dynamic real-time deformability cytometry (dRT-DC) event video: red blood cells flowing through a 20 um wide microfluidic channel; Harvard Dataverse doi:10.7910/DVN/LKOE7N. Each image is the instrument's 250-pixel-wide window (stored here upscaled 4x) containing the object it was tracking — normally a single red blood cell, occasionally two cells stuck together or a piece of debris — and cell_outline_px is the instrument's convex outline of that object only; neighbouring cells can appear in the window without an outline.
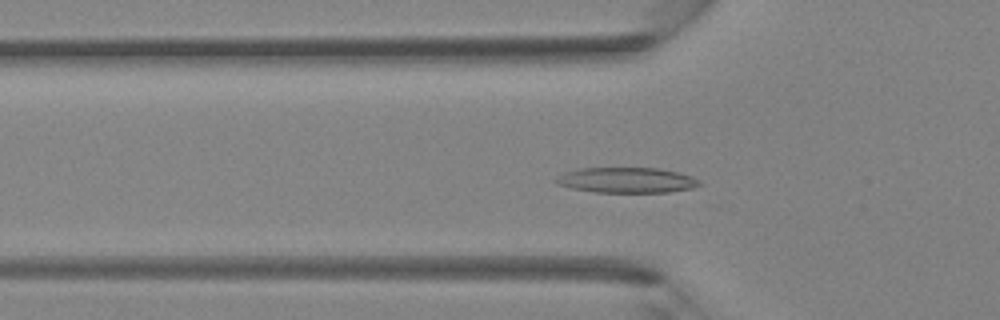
{"species": "Egyptian fruit bat (a non-hibernating species)", "species_latin": "Rousettus aegyptiacus", "temperature_condition": "room temperature", "stored_images_in_passage": 30, "camera_frame_rate_fps": 3000, "um_per_image_px": 0.085, "animal": {"sex": "female"}, "frame": {"image": 1, "passage_image": 14, "time_ms": 4.333, "image_size_px": [1000, 320], "cell_outline_px": [[700, 184], [692, 188], [668, 192], [592, 192], [572, 188], [556, 184], [556, 180], [564, 172], [580, 168], [660, 168], [692, 176], [700, 180]], "centroid_in_image_um": [53.27, 15.31], "position_along_channel_um": 72.5, "area_um2": 21.1}}
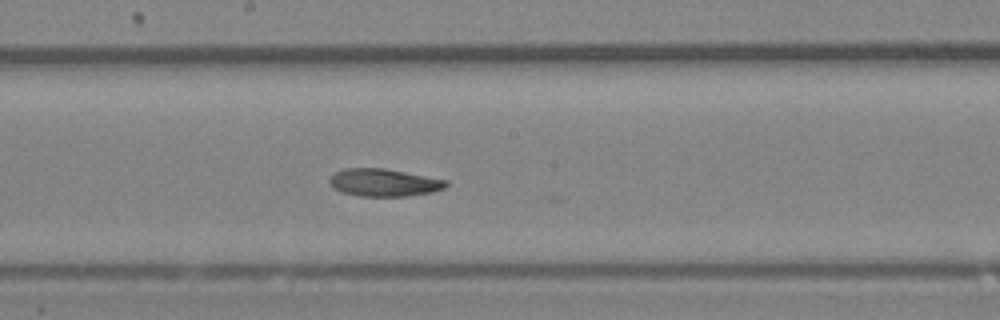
{"frame": {"image": 2, "passage_image": 23, "time_ms": 7.333, "image_size_px": [1000, 320], "cell_outline_px": [[448, 184], [444, 188], [432, 192], [404, 196], [360, 196], [340, 192], [332, 188], [328, 180], [332, 172], [344, 168], [384, 168], [448, 180]], "centroid_in_image_um": [32.57, 15.51], "position_along_channel_um": 215.6, "area_um2": 18.9}}
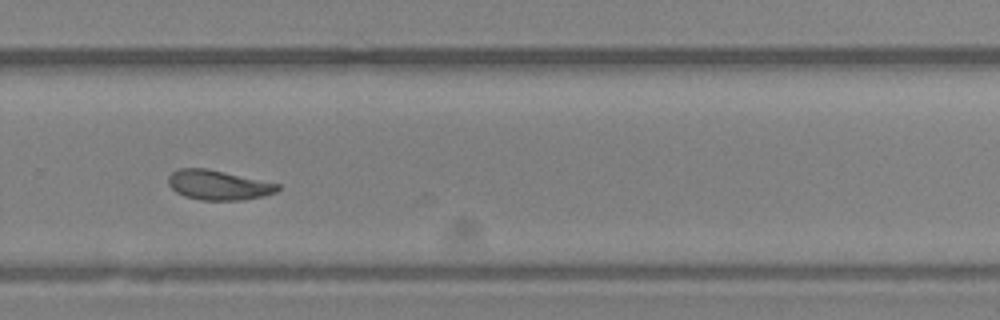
{"frame": {"image": 3, "passage_image": 29, "time_ms": 9.333, "image_size_px": [1000, 320], "cell_outline_px": [[280, 188], [276, 192], [264, 196], [240, 200], [200, 200], [184, 196], [176, 192], [168, 184], [168, 176], [172, 172], [180, 168], [208, 168], [280, 184]], "centroid_in_image_um": [18.55, 15.72], "position_along_channel_um": 311.2, "area_um2": 19.02}}